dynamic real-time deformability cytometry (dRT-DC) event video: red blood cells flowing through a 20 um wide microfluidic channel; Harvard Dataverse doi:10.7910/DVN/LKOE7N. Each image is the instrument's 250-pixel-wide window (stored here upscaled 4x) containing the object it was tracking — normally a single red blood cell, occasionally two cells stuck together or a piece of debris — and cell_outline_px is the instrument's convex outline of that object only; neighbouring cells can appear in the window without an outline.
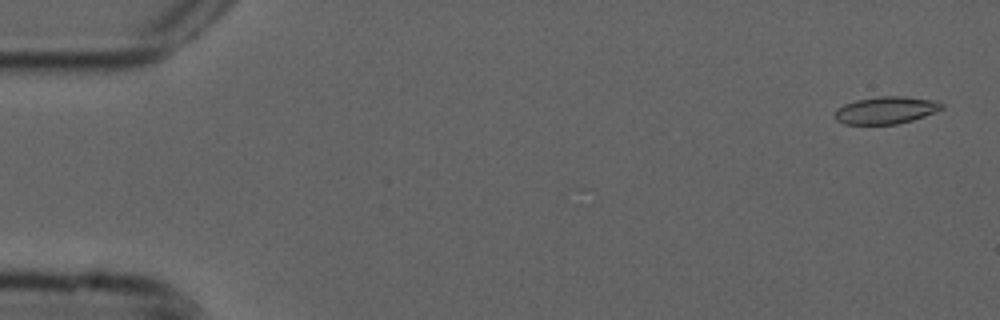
{"species": "common noctule bat (a hibernating species)", "species_latin": "Nyctalus noctula", "temperature_condition": "cold", "stored_images_in_passage": 4, "camera_frame_rate_fps": 3000, "um_per_image_px": 0.085, "animal": {"sex": "male", "forearm_length_mm": 52.5}, "frame": {"image": 1, "passage_image": 1, "time_ms": 0.0, "image_size_px": [1000, 320], "cell_outline_px": [[944, 108], [936, 112], [912, 120], [896, 124], [844, 124], [836, 120], [836, 108], [844, 104], [856, 100], [876, 96], [904, 96], [936, 100], [944, 104]], "centroid_in_image_um": [75.33, 9.35], "position_along_channel_um": 9.7, "area_um2": 17.11}}